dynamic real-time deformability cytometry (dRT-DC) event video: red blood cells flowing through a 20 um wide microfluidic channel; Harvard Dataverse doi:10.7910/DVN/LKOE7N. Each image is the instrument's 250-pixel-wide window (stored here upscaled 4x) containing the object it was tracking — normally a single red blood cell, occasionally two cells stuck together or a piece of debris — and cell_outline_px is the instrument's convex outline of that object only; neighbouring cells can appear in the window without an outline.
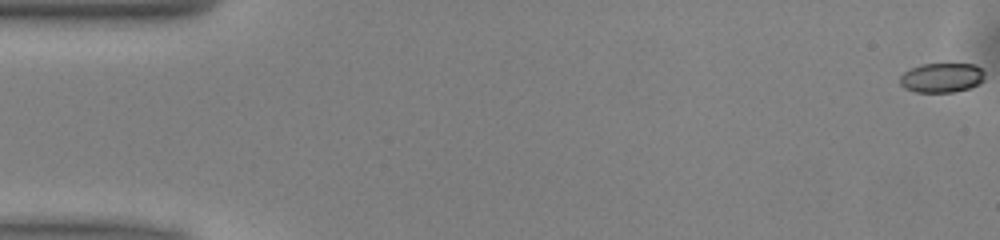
{"species": "common noctule bat (a hibernating species)", "species_latin": "Nyctalus noctula", "temperature_condition": "warm", "stored_images_in_passage": 52, "camera_frame_rate_fps": 3000, "um_per_image_px": 0.085, "animal": {"sex": "male", "body_mass_g": 13.0, "forearm_length_mm": 53.1}, "frame": {"image": 1, "passage_image": 1, "time_ms": 0.0, "image_size_px": [1000, 240], "cell_outline_px": [[984, 80], [968, 88], [952, 92], [916, 92], [904, 88], [900, 84], [900, 76], [904, 72], [920, 64], [976, 64], [984, 72]], "centroid_in_image_um": [80.03, 6.6], "position_along_channel_um": 5.0, "area_um2": 14.51}}
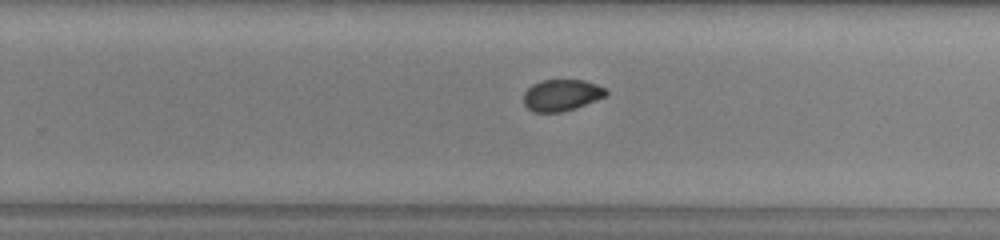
{"frame": {"image": 2, "passage_image": 33, "time_ms": 10.667, "image_size_px": [1000, 240], "cell_outline_px": [[608, 92], [604, 96], [596, 100], [576, 108], [560, 112], [532, 112], [524, 104], [524, 92], [532, 84], [540, 80], [584, 80], [596, 84], [604, 88]], "centroid_in_image_um": [47.7, 8.08], "position_along_channel_um": 282.1, "area_um2": 15.09}}
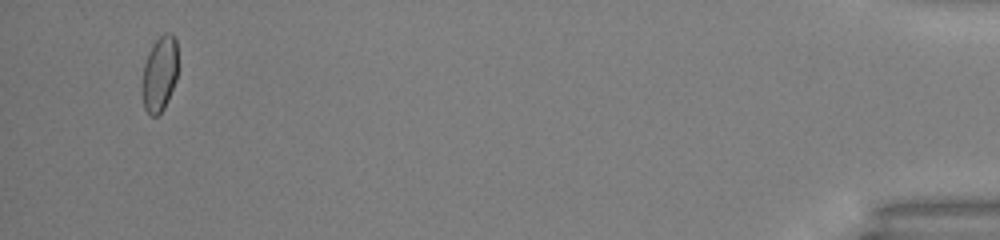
{"frame": {"image": 3, "passage_image": 50, "time_ms": 16.333, "image_size_px": [1000, 240], "cell_outline_px": [[176, 80], [168, 100], [164, 108], [156, 116], [152, 116], [144, 108], [144, 64], [148, 52], [156, 40], [164, 32], [172, 32], [176, 40]], "centroid_in_image_um": [13.59, 6.23], "position_along_channel_um": 421.6, "area_um2": 15.2}, "authors_computed_cell_mechanics": {"area_um2": 15.9528, "velocity_mm_per_s": 4.0132, "shape_relaxation_time_tau1_ms": 4.9385, "shape_relaxation_time_tau2_ms": 2.1782, "deformation_change_tau1": 0.1262, "deformation_change_tau2": 0.0387}}